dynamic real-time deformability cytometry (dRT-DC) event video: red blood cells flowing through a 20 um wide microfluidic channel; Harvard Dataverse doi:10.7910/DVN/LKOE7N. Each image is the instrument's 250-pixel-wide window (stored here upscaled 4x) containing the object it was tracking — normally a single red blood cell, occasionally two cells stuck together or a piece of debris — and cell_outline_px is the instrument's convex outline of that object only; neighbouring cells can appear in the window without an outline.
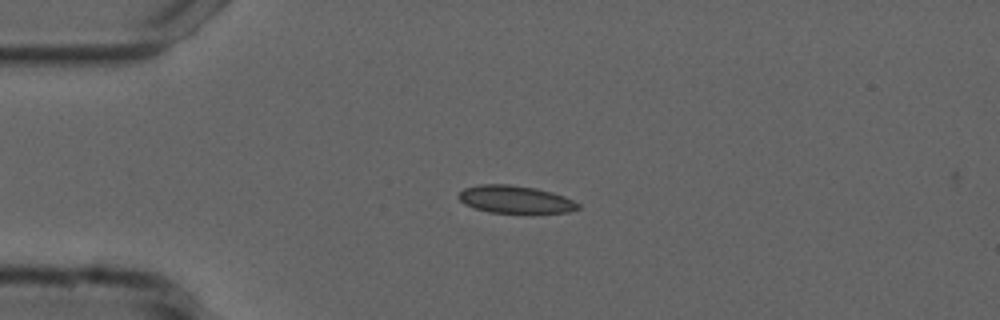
{"species": "common noctule bat (a hibernating species)", "species_latin": "Nyctalus noctula", "temperature_condition": "cold", "stored_images_in_passage": 4, "camera_frame_rate_fps": 3000, "um_per_image_px": 0.085, "animal": {"sex": "male", "forearm_length_mm": 52.5}, "frame": {"image": 1, "passage_image": 1, "time_ms": 0.0, "image_size_px": [1000, 320], "cell_outline_px": [[580, 208], [568, 212], [488, 212], [464, 204], [456, 196], [464, 188], [480, 184], [508, 184], [536, 188], [552, 192], [564, 196], [580, 204]], "centroid_in_image_um": [43.77, 16.93], "position_along_channel_um": 41.2, "area_um2": 19.02}}